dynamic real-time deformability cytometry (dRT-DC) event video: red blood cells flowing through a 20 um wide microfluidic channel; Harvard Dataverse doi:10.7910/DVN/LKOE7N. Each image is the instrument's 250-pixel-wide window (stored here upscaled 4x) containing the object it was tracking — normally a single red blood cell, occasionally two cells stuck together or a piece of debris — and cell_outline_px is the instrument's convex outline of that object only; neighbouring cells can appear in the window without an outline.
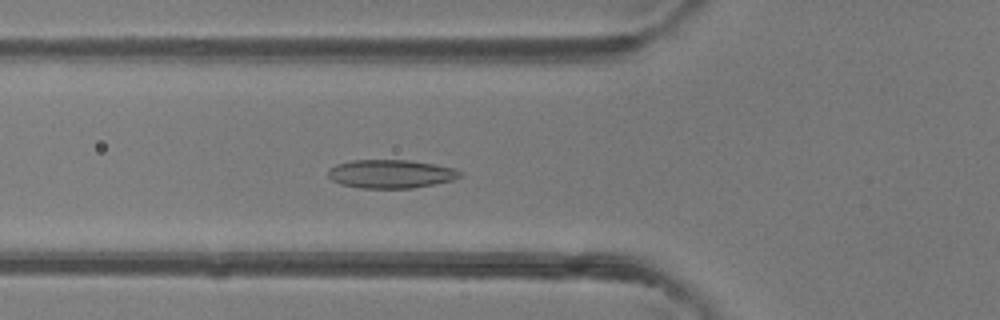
{"species": "common noctule bat (a hibernating species)", "species_latin": "Nyctalus noctula", "temperature_condition": "room temperature", "stored_images_in_passage": 48, "camera_frame_rate_fps": 3000, "um_per_image_px": 0.085, "animal": {"sex": "female"}, "frame": {"image": 1, "passage_image": 18, "time_ms": 5.667, "image_size_px": [1000, 320], "cell_outline_px": [[464, 176], [452, 180], [412, 188], [360, 188], [340, 184], [332, 180], [328, 176], [328, 168], [336, 164], [352, 160], [408, 160], [436, 164], [452, 168], [464, 172]], "centroid_in_image_um": [33.22, 14.78], "position_along_channel_um": 92.6, "area_um2": 22.02}}
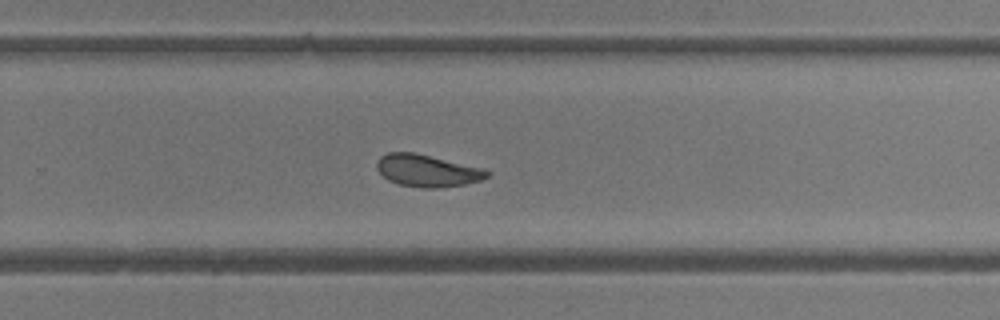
{"frame": {"image": 2, "passage_image": 32, "time_ms": 10.333, "image_size_px": [1000, 320], "cell_outline_px": [[492, 172], [488, 176], [480, 180], [464, 184], [440, 188], [424, 188], [400, 184], [388, 180], [376, 168], [376, 164], [380, 156], [388, 152], [412, 152], [480, 168]], "centroid_in_image_um": [36.28, 14.51], "position_along_channel_um": 293.5, "area_um2": 20.23}}
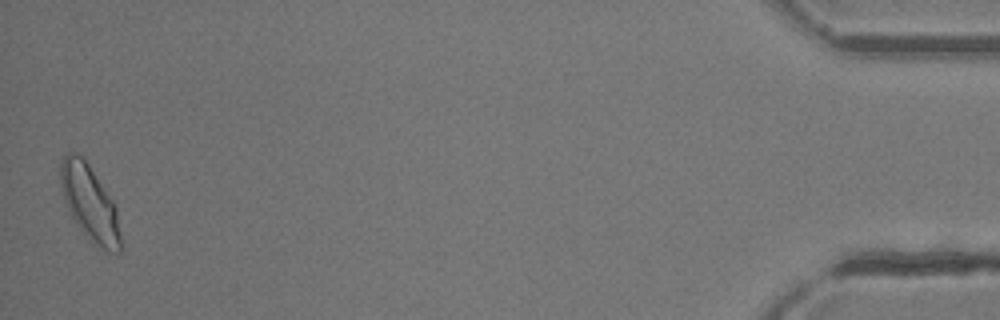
{"frame": {"image": 3, "passage_image": 48, "time_ms": 15.667, "image_size_px": [1000, 320], "cell_outline_px": [[124, 248], [120, 252], [108, 252], [88, 236], [80, 228], [72, 216], [64, 200], [60, 188], [60, 164], [64, 156], [68, 152], [76, 152], [84, 156], [112, 200], [116, 208]], "centroid_in_image_um": [7.64, 17.22], "position_along_channel_um": 427.6, "area_um2": 26.36}, "authors_computed_cell_mechanics": {"area_um2": 21.7328, "velocity_mm_per_s": 4.3018, "shape_relaxation_time_tau1_ms": 4.3798, "shape_relaxation_time_tau2_ms": 1.6235, "deformation_change_tau1": 0.1203, "deformation_change_tau2": 0.0703}}